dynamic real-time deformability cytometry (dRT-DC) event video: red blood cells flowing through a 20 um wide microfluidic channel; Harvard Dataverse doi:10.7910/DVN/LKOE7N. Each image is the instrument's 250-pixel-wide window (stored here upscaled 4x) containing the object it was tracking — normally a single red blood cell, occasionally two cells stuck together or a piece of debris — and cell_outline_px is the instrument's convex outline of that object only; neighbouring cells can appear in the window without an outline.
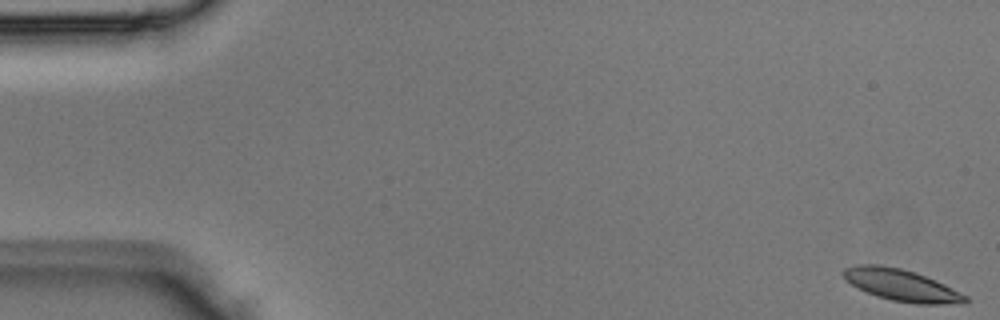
{"species": "Egyptian fruit bat (a non-hibernating species)", "species_latin": "Rousettus aegyptiacus", "temperature_condition": "room temperature", "stored_images_in_passage": 4, "camera_frame_rate_fps": 3000, "um_per_image_px": 0.085, "animal": {"sex": "male"}, "frame": {"image": 1, "passage_image": 1, "time_ms": 0.0, "image_size_px": [1000, 320], "cell_outline_px": [[972, 300], [964, 304], [916, 304], [892, 300], [868, 292], [852, 284], [840, 272], [844, 268], [856, 264], [880, 264], [900, 268], [924, 276], [944, 284], [968, 296]], "centroid_in_image_um": [76.67, 24.24], "position_along_channel_um": 8.3, "area_um2": 22.37}}
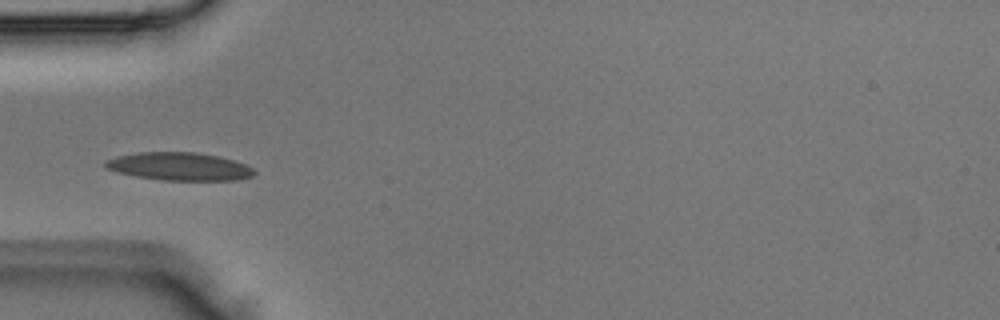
{"frame": {"image": 2, "passage_image": 4, "time_ms": 1.0, "image_size_px": [1000, 320], "cell_outline_px": [[256, 172], [252, 176], [240, 180], [160, 180], [136, 176], [116, 172], [104, 168], [104, 160], [116, 156], [136, 152], [196, 152], [220, 156], [244, 164], [252, 168]], "centroid_in_image_um": [15.2, 14.14], "position_along_channel_um": 69.8, "area_um2": 24.45}}